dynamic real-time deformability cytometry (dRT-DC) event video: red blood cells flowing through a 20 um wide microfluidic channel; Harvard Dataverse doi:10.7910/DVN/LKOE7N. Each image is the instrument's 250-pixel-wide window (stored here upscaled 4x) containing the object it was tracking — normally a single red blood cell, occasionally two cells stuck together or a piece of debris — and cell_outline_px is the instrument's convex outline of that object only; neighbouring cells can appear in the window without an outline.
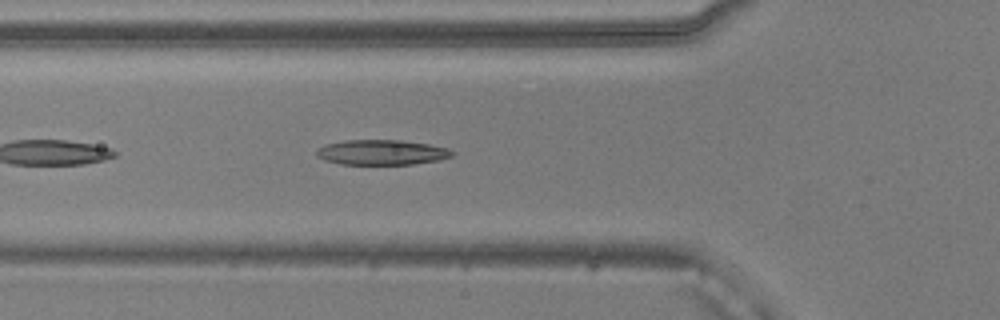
{"species": "common noctule bat (a hibernating species)", "species_latin": "Nyctalus noctula", "temperature_condition": "warm", "stored_images_in_passage": 35, "camera_frame_rate_fps": 3000, "um_per_image_px": 0.085, "animal": {"sex": "male", "body_mass_g": 20.5, "forearm_length_mm": 52.5}, "frame": {"image": 1, "passage_image": 5, "time_ms": 1.333, "image_size_px": [1000, 320], "cell_outline_px": [[456, 152], [452, 156], [440, 160], [412, 164], [340, 164], [324, 160], [316, 156], [316, 152], [324, 144], [344, 140], [400, 140], [428, 144], [448, 148]], "centroid_in_image_um": [32.45, 12.95], "position_along_channel_um": 93.3, "area_um2": 19.88}}
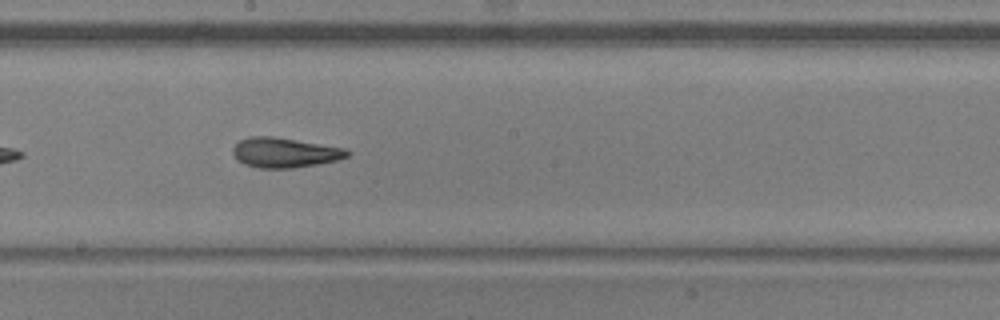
{"frame": {"image": 2, "passage_image": 15, "time_ms": 4.667, "image_size_px": [1000, 320], "cell_outline_px": [[352, 152], [348, 156], [340, 160], [320, 164], [292, 168], [260, 168], [244, 164], [236, 160], [232, 152], [232, 148], [240, 140], [248, 136], [272, 136], [344, 148]], "centroid_in_image_um": [24.19, 12.98], "position_along_channel_um": 224.0, "area_um2": 20.06}}
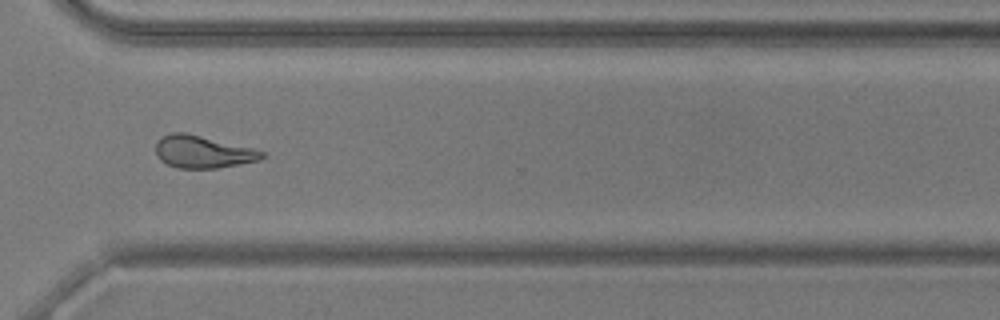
{"frame": {"image": 3, "passage_image": 25, "time_ms": 8.0, "image_size_px": [1000, 320], "cell_outline_px": [[264, 156], [260, 160], [216, 168], [180, 168], [168, 164], [160, 160], [156, 156], [156, 144], [160, 136], [172, 132], [184, 132], [252, 148], [264, 152]], "centroid_in_image_um": [17.19, 12.9], "position_along_channel_um": 353.4, "area_um2": 19.83}, "authors_computed_cell_mechanics": {"area_um2": 19.8832, "velocity_mm_per_s": 3.8987, "shape_relaxation_time_tau1_ms": 4.5735, "shape_relaxation_time_tau2_ms": 3.1826, "deformation_change_tau1": 0.1728, "deformation_change_tau2": 0.1166}}